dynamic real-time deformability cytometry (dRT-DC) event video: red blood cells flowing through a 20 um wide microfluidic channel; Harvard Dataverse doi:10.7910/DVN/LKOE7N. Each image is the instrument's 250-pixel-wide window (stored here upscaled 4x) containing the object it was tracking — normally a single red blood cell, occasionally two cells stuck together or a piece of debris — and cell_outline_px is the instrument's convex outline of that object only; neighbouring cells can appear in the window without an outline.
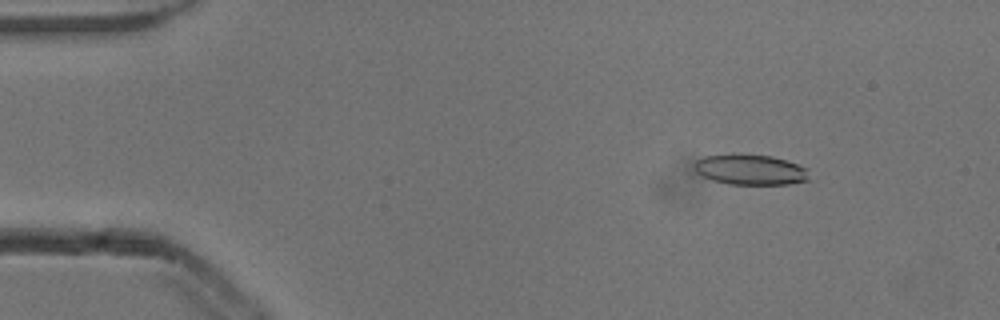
{"species": "common noctule bat (a hibernating species)", "species_latin": "Nyctalus noctula", "temperature_condition": "cold", "stored_images_in_passage": 53, "camera_frame_rate_fps": 3000, "um_per_image_px": 0.085, "animal": {"sex": "male", "body_mass_g": 13.3}, "frame": {"image": 1, "passage_image": 7, "time_ms": 2.0, "image_size_px": [1000, 320], "cell_outline_px": [[812, 180], [788, 184], [728, 184], [712, 180], [696, 172], [692, 164], [696, 160], [704, 156], [732, 152], [772, 156], [808, 168]], "centroid_in_image_um": [63.77, 14.4], "position_along_channel_um": 21.2, "area_um2": 20.92}}
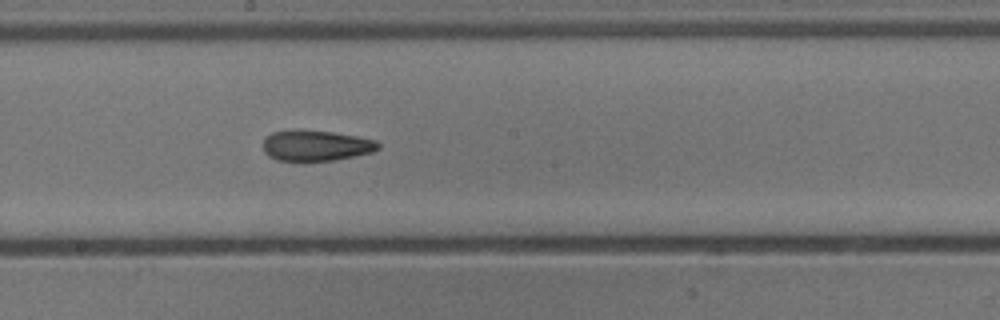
{"frame": {"image": 2, "passage_image": 29, "time_ms": 9.333, "image_size_px": [1000, 320], "cell_outline_px": [[380, 148], [372, 152], [336, 160], [276, 160], [268, 156], [264, 152], [264, 140], [272, 132], [332, 132], [356, 136], [376, 140], [380, 144]], "centroid_in_image_um": [26.91, 12.4], "position_along_channel_um": 221.3, "area_um2": 19.83}}
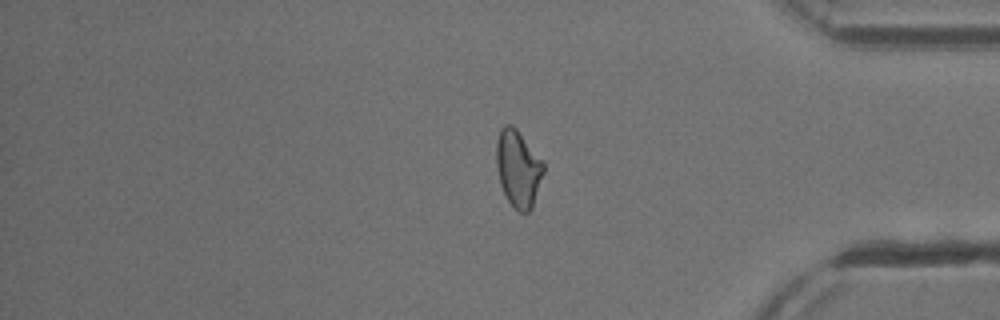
{"frame": {"image": 3, "passage_image": 44, "time_ms": 14.333, "image_size_px": [1000, 320], "cell_outline_px": [[544, 172], [532, 208], [528, 212], [520, 212], [508, 200], [500, 184], [496, 164], [496, 144], [500, 128], [504, 124], [512, 124], [516, 128], [544, 164]], "centroid_in_image_um": [44.03, 14.31], "position_along_channel_um": 391.2, "area_um2": 20.87}, "authors_computed_cell_mechanics": {"area_um2": 20.9236, "velocity_mm_per_s": 3.875, "shape_relaxation_time_tau1_ms": null, "shape_relaxation_time_tau2_ms": 4.4035, "deformation_change_tau1": null, "deformation_change_tau2": 0.1253}}